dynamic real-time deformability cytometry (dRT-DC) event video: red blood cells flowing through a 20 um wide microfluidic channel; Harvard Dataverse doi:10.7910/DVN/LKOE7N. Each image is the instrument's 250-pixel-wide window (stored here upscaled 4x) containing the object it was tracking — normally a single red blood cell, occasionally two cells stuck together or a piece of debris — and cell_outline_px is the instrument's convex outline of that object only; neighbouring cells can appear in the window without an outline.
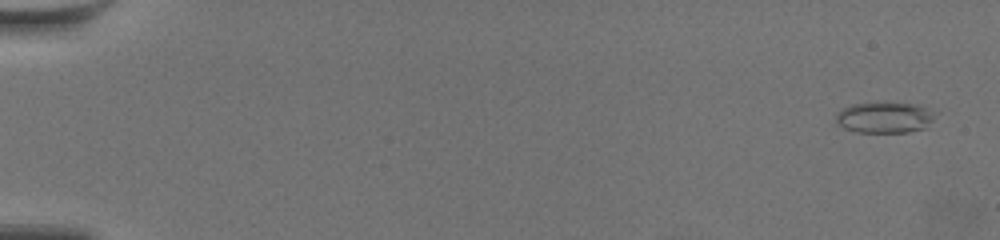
{"species": "common noctule bat (a hibernating species)", "species_latin": "Nyctalus noctula", "temperature_condition": "warm", "stored_images_in_passage": 61, "camera_frame_rate_fps": 3000, "um_per_image_px": 0.085, "animal": {"sex": "female", "body_mass_g": 19.5, "forearm_length_mm": 54.1}, "frame": {"image": 1, "passage_image": 3, "time_ms": 0.667, "image_size_px": [1000, 240], "cell_outline_px": [[940, 112], [928, 128], [908, 132], [856, 132], [844, 128], [836, 120], [836, 112], [840, 108], [852, 104], [920, 104]], "centroid_in_image_um": [75.3, 10.0], "position_along_channel_um": 9.7, "area_um2": 18.15}}
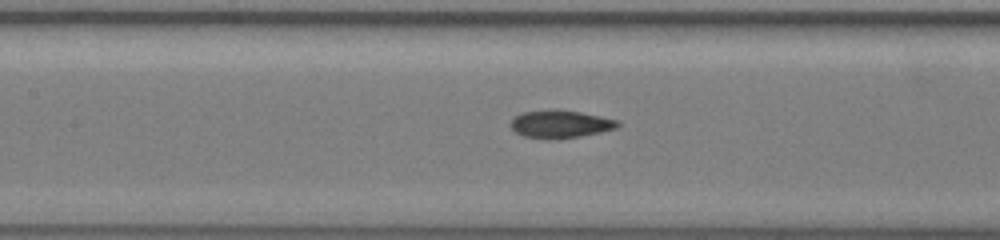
{"frame": {"image": 2, "passage_image": 31, "time_ms": 10.0, "image_size_px": [1000, 240], "cell_outline_px": [[620, 124], [616, 128], [600, 132], [580, 136], [552, 140], [524, 136], [516, 132], [508, 124], [520, 112], [552, 108], [580, 112], [620, 120]], "centroid_in_image_um": [47.61, 10.53], "position_along_channel_um": 159.8, "area_um2": 17.57}}
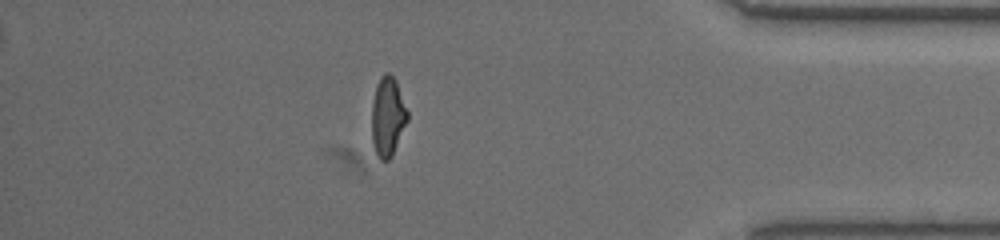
{"frame": {"image": 3, "passage_image": 54, "time_ms": 17.667, "image_size_px": [1000, 240], "cell_outline_px": [[408, 120], [392, 156], [388, 160], [380, 160], [376, 156], [372, 140], [372, 100], [376, 84], [380, 76], [384, 72], [388, 72], [396, 80], [408, 112]], "centroid_in_image_um": [32.94, 9.9], "position_along_channel_um": 402.3, "area_um2": 16.7}, "authors_computed_cell_mechanics": {"area_um2": 17.1088, "velocity_mm_per_s": 3.5517, "shape_relaxation_time_tau1_ms": 4.6799, "shape_relaxation_time_tau2_ms": 2.0447, "deformation_change_tau1": 0.1658, "deformation_change_tau2": 0.0677}}